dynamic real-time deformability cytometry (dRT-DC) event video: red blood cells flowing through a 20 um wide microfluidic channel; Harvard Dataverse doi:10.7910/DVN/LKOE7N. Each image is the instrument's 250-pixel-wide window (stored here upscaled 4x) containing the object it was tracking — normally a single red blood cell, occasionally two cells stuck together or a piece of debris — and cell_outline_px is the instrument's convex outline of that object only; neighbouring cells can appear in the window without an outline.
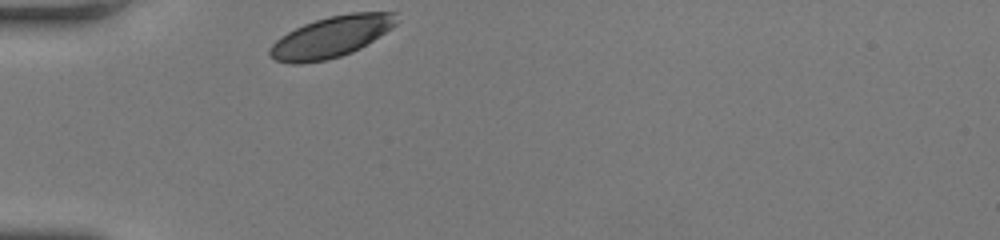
{"species": "human", "species_latin": "Homo sapiens", "temperature_condition": "room temperature", "stored_images_in_passage": 29, "camera_frame_rate_fps": 3000, "um_per_image_px": 0.085, "donor": {"sex": "female"}, "frame": {"image": 1, "passage_image": 1, "time_ms": 0.0, "image_size_px": [1000, 240], "cell_outline_px": [[400, 20], [392, 28], [360, 48], [352, 52], [340, 56], [324, 60], [300, 64], [292, 64], [276, 60], [268, 52], [268, 48], [280, 36], [304, 24], [328, 16], [352, 12], [396, 12]], "centroid_in_image_um": [28.17, 3.12], "position_along_channel_um": 56.8, "area_um2": 30.29}}
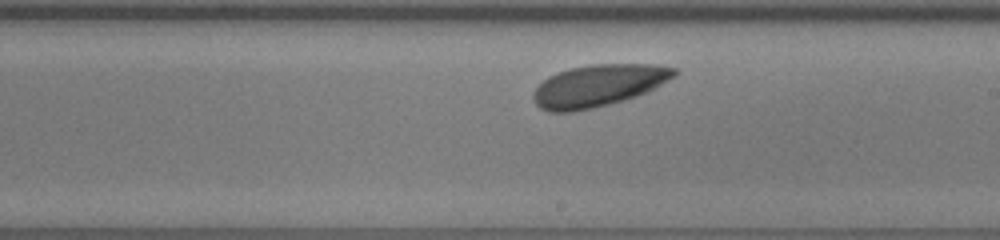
{"frame": {"image": 2, "passage_image": 17, "time_ms": 5.333, "image_size_px": [1000, 240], "cell_outline_px": [[680, 72], [676, 76], [656, 88], [648, 92], [636, 96], [608, 104], [592, 108], [572, 112], [548, 112], [540, 108], [532, 100], [532, 92], [548, 76], [572, 68], [588, 64], [656, 64], [680, 68]], "centroid_in_image_um": [50.91, 7.27], "position_along_channel_um": 238.1, "area_um2": 34.8}}
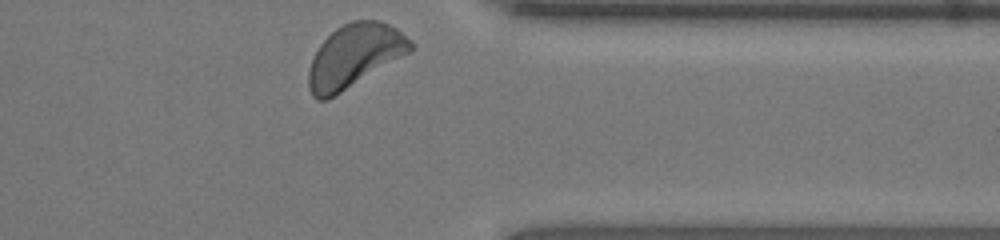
{"frame": {"image": 3, "passage_image": 29, "time_ms": 9.333, "image_size_px": [1000, 240], "cell_outline_px": [[416, 48], [328, 100], [316, 100], [312, 96], [308, 88], [308, 72], [312, 60], [320, 44], [336, 28], [352, 20], [376, 20], [388, 24], [396, 28], [412, 40], [416, 44]], "centroid_in_image_um": [30.13, 4.75], "position_along_channel_um": 381.3, "area_um2": 37.34}}